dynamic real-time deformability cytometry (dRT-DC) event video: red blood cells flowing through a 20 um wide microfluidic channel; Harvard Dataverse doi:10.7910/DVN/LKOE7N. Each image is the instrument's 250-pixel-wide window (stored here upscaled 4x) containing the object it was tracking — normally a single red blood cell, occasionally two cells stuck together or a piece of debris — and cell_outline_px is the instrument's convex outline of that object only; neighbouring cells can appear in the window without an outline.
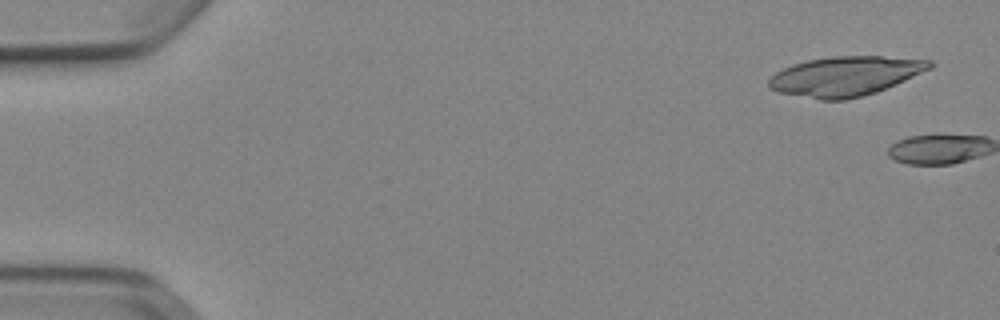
{"species": "Egyptian fruit bat (a non-hibernating species)", "species_latin": "Rousettus aegyptiacus", "temperature_condition": "cold", "stored_images_in_passage": 4, "camera_frame_rate_fps": 3000, "um_per_image_px": 0.085, "animal": {"sex": "female"}, "frame": {"image": 1, "passage_image": 3, "time_ms": 0.667, "image_size_px": [1000, 320], "cell_outline_px": [[936, 64], [932, 68], [896, 84], [876, 92], [864, 96], [844, 100], [820, 100], [780, 92], [768, 88], [768, 80], [776, 72], [792, 64], [808, 60], [832, 56], [884, 56], [932, 60]], "centroid_in_image_um": [71.88, 6.47], "position_along_channel_um": 13.1, "area_um2": 37.17}}